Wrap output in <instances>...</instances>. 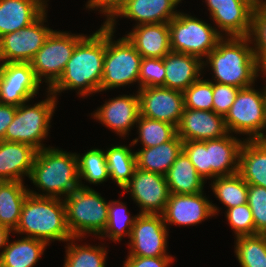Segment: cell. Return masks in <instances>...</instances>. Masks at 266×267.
Instances as JSON below:
<instances>
[{
  "instance_id": "1",
  "label": "cell",
  "mask_w": 266,
  "mask_h": 267,
  "mask_svg": "<svg viewBox=\"0 0 266 267\" xmlns=\"http://www.w3.org/2000/svg\"><path fill=\"white\" fill-rule=\"evenodd\" d=\"M105 51L106 25L101 24L98 30L86 35L75 46L62 76L49 91L57 99L61 92L67 90H75L82 98L100 93Z\"/></svg>"
},
{
  "instance_id": "2",
  "label": "cell",
  "mask_w": 266,
  "mask_h": 267,
  "mask_svg": "<svg viewBox=\"0 0 266 267\" xmlns=\"http://www.w3.org/2000/svg\"><path fill=\"white\" fill-rule=\"evenodd\" d=\"M207 67L212 71L210 81L240 89L254 85L260 76L249 37H223L204 59L203 68Z\"/></svg>"
},
{
  "instance_id": "3",
  "label": "cell",
  "mask_w": 266,
  "mask_h": 267,
  "mask_svg": "<svg viewBox=\"0 0 266 267\" xmlns=\"http://www.w3.org/2000/svg\"><path fill=\"white\" fill-rule=\"evenodd\" d=\"M29 179L38 190L29 194L64 199L80 187L76 152L50 145L37 151Z\"/></svg>"
},
{
  "instance_id": "4",
  "label": "cell",
  "mask_w": 266,
  "mask_h": 267,
  "mask_svg": "<svg viewBox=\"0 0 266 267\" xmlns=\"http://www.w3.org/2000/svg\"><path fill=\"white\" fill-rule=\"evenodd\" d=\"M13 234L51 242H67L72 238L66 221L63 199L28 194Z\"/></svg>"
},
{
  "instance_id": "5",
  "label": "cell",
  "mask_w": 266,
  "mask_h": 267,
  "mask_svg": "<svg viewBox=\"0 0 266 267\" xmlns=\"http://www.w3.org/2000/svg\"><path fill=\"white\" fill-rule=\"evenodd\" d=\"M244 140L228 133L218 139L183 141V151L190 158L197 173L205 181H211L216 177L238 173L239 154Z\"/></svg>"
},
{
  "instance_id": "6",
  "label": "cell",
  "mask_w": 266,
  "mask_h": 267,
  "mask_svg": "<svg viewBox=\"0 0 266 267\" xmlns=\"http://www.w3.org/2000/svg\"><path fill=\"white\" fill-rule=\"evenodd\" d=\"M46 99L33 105L28 101L17 106L13 121L7 127L4 141L25 143L37 151L46 148L43 140L50 136L51 119L57 108L58 99L49 90Z\"/></svg>"
},
{
  "instance_id": "7",
  "label": "cell",
  "mask_w": 266,
  "mask_h": 267,
  "mask_svg": "<svg viewBox=\"0 0 266 267\" xmlns=\"http://www.w3.org/2000/svg\"><path fill=\"white\" fill-rule=\"evenodd\" d=\"M66 209V221L72 237L93 235L98 238L108 222V206L105 200L93 188L79 187L63 199Z\"/></svg>"
},
{
  "instance_id": "8",
  "label": "cell",
  "mask_w": 266,
  "mask_h": 267,
  "mask_svg": "<svg viewBox=\"0 0 266 267\" xmlns=\"http://www.w3.org/2000/svg\"><path fill=\"white\" fill-rule=\"evenodd\" d=\"M114 33L106 25V51L100 92L134 86L136 82L139 89V69L143 57L125 35L115 40Z\"/></svg>"
},
{
  "instance_id": "9",
  "label": "cell",
  "mask_w": 266,
  "mask_h": 267,
  "mask_svg": "<svg viewBox=\"0 0 266 267\" xmlns=\"http://www.w3.org/2000/svg\"><path fill=\"white\" fill-rule=\"evenodd\" d=\"M254 86L239 89L224 117L228 132L246 135L245 140L266 139L265 86L259 91Z\"/></svg>"
},
{
  "instance_id": "10",
  "label": "cell",
  "mask_w": 266,
  "mask_h": 267,
  "mask_svg": "<svg viewBox=\"0 0 266 267\" xmlns=\"http://www.w3.org/2000/svg\"><path fill=\"white\" fill-rule=\"evenodd\" d=\"M168 25L171 51L189 54L201 61L206 59L223 38L213 24L180 10Z\"/></svg>"
},
{
  "instance_id": "11",
  "label": "cell",
  "mask_w": 266,
  "mask_h": 267,
  "mask_svg": "<svg viewBox=\"0 0 266 267\" xmlns=\"http://www.w3.org/2000/svg\"><path fill=\"white\" fill-rule=\"evenodd\" d=\"M86 35L53 30L46 38L42 48L30 62L37 79L48 86L45 90H49L62 76L75 46Z\"/></svg>"
},
{
  "instance_id": "12",
  "label": "cell",
  "mask_w": 266,
  "mask_h": 267,
  "mask_svg": "<svg viewBox=\"0 0 266 267\" xmlns=\"http://www.w3.org/2000/svg\"><path fill=\"white\" fill-rule=\"evenodd\" d=\"M48 9L27 27L0 38V63H30L53 29L47 22Z\"/></svg>"
},
{
  "instance_id": "13",
  "label": "cell",
  "mask_w": 266,
  "mask_h": 267,
  "mask_svg": "<svg viewBox=\"0 0 266 267\" xmlns=\"http://www.w3.org/2000/svg\"><path fill=\"white\" fill-rule=\"evenodd\" d=\"M168 228L161 214L138 213L128 240L129 252L127 256H172L167 253Z\"/></svg>"
},
{
  "instance_id": "14",
  "label": "cell",
  "mask_w": 266,
  "mask_h": 267,
  "mask_svg": "<svg viewBox=\"0 0 266 267\" xmlns=\"http://www.w3.org/2000/svg\"><path fill=\"white\" fill-rule=\"evenodd\" d=\"M140 208L139 214H162L170 195L164 175L135 168L130 181L122 189Z\"/></svg>"
},
{
  "instance_id": "15",
  "label": "cell",
  "mask_w": 266,
  "mask_h": 267,
  "mask_svg": "<svg viewBox=\"0 0 266 267\" xmlns=\"http://www.w3.org/2000/svg\"><path fill=\"white\" fill-rule=\"evenodd\" d=\"M209 16L223 37H248L255 0H205ZM216 24V25H215ZM217 26V27H216Z\"/></svg>"
},
{
  "instance_id": "16",
  "label": "cell",
  "mask_w": 266,
  "mask_h": 267,
  "mask_svg": "<svg viewBox=\"0 0 266 267\" xmlns=\"http://www.w3.org/2000/svg\"><path fill=\"white\" fill-rule=\"evenodd\" d=\"M204 195V191L197 194L170 193L167 205L161 214L165 225L196 226L218 215L220 207Z\"/></svg>"
},
{
  "instance_id": "17",
  "label": "cell",
  "mask_w": 266,
  "mask_h": 267,
  "mask_svg": "<svg viewBox=\"0 0 266 267\" xmlns=\"http://www.w3.org/2000/svg\"><path fill=\"white\" fill-rule=\"evenodd\" d=\"M42 83L30 63H0V103L19 106L39 93Z\"/></svg>"
},
{
  "instance_id": "18",
  "label": "cell",
  "mask_w": 266,
  "mask_h": 267,
  "mask_svg": "<svg viewBox=\"0 0 266 267\" xmlns=\"http://www.w3.org/2000/svg\"><path fill=\"white\" fill-rule=\"evenodd\" d=\"M137 92L141 116L178 126L184 110L182 91L158 86L140 88Z\"/></svg>"
},
{
  "instance_id": "19",
  "label": "cell",
  "mask_w": 266,
  "mask_h": 267,
  "mask_svg": "<svg viewBox=\"0 0 266 267\" xmlns=\"http://www.w3.org/2000/svg\"><path fill=\"white\" fill-rule=\"evenodd\" d=\"M93 119L97 120L105 127L114 131L121 138L129 136L132 128L137 123L140 116V101L136 91L133 94H122L117 97L109 98L93 113ZM128 135V136H127Z\"/></svg>"
},
{
  "instance_id": "20",
  "label": "cell",
  "mask_w": 266,
  "mask_h": 267,
  "mask_svg": "<svg viewBox=\"0 0 266 267\" xmlns=\"http://www.w3.org/2000/svg\"><path fill=\"white\" fill-rule=\"evenodd\" d=\"M228 133L224 116L214 111L184 108L177 126V135L182 141L218 139Z\"/></svg>"
},
{
  "instance_id": "21",
  "label": "cell",
  "mask_w": 266,
  "mask_h": 267,
  "mask_svg": "<svg viewBox=\"0 0 266 267\" xmlns=\"http://www.w3.org/2000/svg\"><path fill=\"white\" fill-rule=\"evenodd\" d=\"M183 0H129L120 12L107 24L116 31L118 18H128L137 25L169 23L178 15L177 6Z\"/></svg>"
},
{
  "instance_id": "22",
  "label": "cell",
  "mask_w": 266,
  "mask_h": 267,
  "mask_svg": "<svg viewBox=\"0 0 266 267\" xmlns=\"http://www.w3.org/2000/svg\"><path fill=\"white\" fill-rule=\"evenodd\" d=\"M163 63L165 66L164 87L169 89L184 92L205 74L203 61L189 54L170 51L163 57Z\"/></svg>"
},
{
  "instance_id": "23",
  "label": "cell",
  "mask_w": 266,
  "mask_h": 267,
  "mask_svg": "<svg viewBox=\"0 0 266 267\" xmlns=\"http://www.w3.org/2000/svg\"><path fill=\"white\" fill-rule=\"evenodd\" d=\"M37 150L25 143L0 142V181L24 182L33 166Z\"/></svg>"
},
{
  "instance_id": "24",
  "label": "cell",
  "mask_w": 266,
  "mask_h": 267,
  "mask_svg": "<svg viewBox=\"0 0 266 267\" xmlns=\"http://www.w3.org/2000/svg\"><path fill=\"white\" fill-rule=\"evenodd\" d=\"M127 33L126 38L143 58H163L171 51L168 23L141 24Z\"/></svg>"
},
{
  "instance_id": "25",
  "label": "cell",
  "mask_w": 266,
  "mask_h": 267,
  "mask_svg": "<svg viewBox=\"0 0 266 267\" xmlns=\"http://www.w3.org/2000/svg\"><path fill=\"white\" fill-rule=\"evenodd\" d=\"M47 8L42 0H0V38L29 26Z\"/></svg>"
},
{
  "instance_id": "26",
  "label": "cell",
  "mask_w": 266,
  "mask_h": 267,
  "mask_svg": "<svg viewBox=\"0 0 266 267\" xmlns=\"http://www.w3.org/2000/svg\"><path fill=\"white\" fill-rule=\"evenodd\" d=\"M238 174L247 184L266 188V139L244 140Z\"/></svg>"
},
{
  "instance_id": "27",
  "label": "cell",
  "mask_w": 266,
  "mask_h": 267,
  "mask_svg": "<svg viewBox=\"0 0 266 267\" xmlns=\"http://www.w3.org/2000/svg\"><path fill=\"white\" fill-rule=\"evenodd\" d=\"M182 151L183 141L176 135L172 140L156 147L135 151L136 167L165 176Z\"/></svg>"
},
{
  "instance_id": "28",
  "label": "cell",
  "mask_w": 266,
  "mask_h": 267,
  "mask_svg": "<svg viewBox=\"0 0 266 267\" xmlns=\"http://www.w3.org/2000/svg\"><path fill=\"white\" fill-rule=\"evenodd\" d=\"M170 193L197 194L207 183L196 171L187 154L182 151L165 175Z\"/></svg>"
},
{
  "instance_id": "29",
  "label": "cell",
  "mask_w": 266,
  "mask_h": 267,
  "mask_svg": "<svg viewBox=\"0 0 266 267\" xmlns=\"http://www.w3.org/2000/svg\"><path fill=\"white\" fill-rule=\"evenodd\" d=\"M20 237L15 241H8L0 255V267H35L49 246L39 239Z\"/></svg>"
},
{
  "instance_id": "30",
  "label": "cell",
  "mask_w": 266,
  "mask_h": 267,
  "mask_svg": "<svg viewBox=\"0 0 266 267\" xmlns=\"http://www.w3.org/2000/svg\"><path fill=\"white\" fill-rule=\"evenodd\" d=\"M20 181H0V225L14 231L19 223L22 205L29 194Z\"/></svg>"
},
{
  "instance_id": "31",
  "label": "cell",
  "mask_w": 266,
  "mask_h": 267,
  "mask_svg": "<svg viewBox=\"0 0 266 267\" xmlns=\"http://www.w3.org/2000/svg\"><path fill=\"white\" fill-rule=\"evenodd\" d=\"M126 145H111L106 149V161L110 180L121 189L130 181L136 168L135 151Z\"/></svg>"
},
{
  "instance_id": "32",
  "label": "cell",
  "mask_w": 266,
  "mask_h": 267,
  "mask_svg": "<svg viewBox=\"0 0 266 267\" xmlns=\"http://www.w3.org/2000/svg\"><path fill=\"white\" fill-rule=\"evenodd\" d=\"M81 239L83 237H72L66 242L63 267H106L109 250L106 249L105 243L98 246L80 245L76 241Z\"/></svg>"
},
{
  "instance_id": "33",
  "label": "cell",
  "mask_w": 266,
  "mask_h": 267,
  "mask_svg": "<svg viewBox=\"0 0 266 267\" xmlns=\"http://www.w3.org/2000/svg\"><path fill=\"white\" fill-rule=\"evenodd\" d=\"M76 156L81 188H91L85 185L82 180L92 185H100L110 179L103 149H87L84 154L76 153Z\"/></svg>"
},
{
  "instance_id": "34",
  "label": "cell",
  "mask_w": 266,
  "mask_h": 267,
  "mask_svg": "<svg viewBox=\"0 0 266 267\" xmlns=\"http://www.w3.org/2000/svg\"><path fill=\"white\" fill-rule=\"evenodd\" d=\"M210 185L213 194L226 210L247 203L248 184L238 173L216 177Z\"/></svg>"
},
{
  "instance_id": "35",
  "label": "cell",
  "mask_w": 266,
  "mask_h": 267,
  "mask_svg": "<svg viewBox=\"0 0 266 267\" xmlns=\"http://www.w3.org/2000/svg\"><path fill=\"white\" fill-rule=\"evenodd\" d=\"M138 137L132 140V145L141 143V148L156 147L172 140L177 135V127L167 122L139 116L135 125Z\"/></svg>"
},
{
  "instance_id": "36",
  "label": "cell",
  "mask_w": 266,
  "mask_h": 267,
  "mask_svg": "<svg viewBox=\"0 0 266 267\" xmlns=\"http://www.w3.org/2000/svg\"><path fill=\"white\" fill-rule=\"evenodd\" d=\"M127 206L120 200H112L108 206V222L104 232L98 239H107L114 243L121 242L123 237L131 235L132 227L138 216H132Z\"/></svg>"
},
{
  "instance_id": "37",
  "label": "cell",
  "mask_w": 266,
  "mask_h": 267,
  "mask_svg": "<svg viewBox=\"0 0 266 267\" xmlns=\"http://www.w3.org/2000/svg\"><path fill=\"white\" fill-rule=\"evenodd\" d=\"M234 239V253L240 267H266V234Z\"/></svg>"
},
{
  "instance_id": "38",
  "label": "cell",
  "mask_w": 266,
  "mask_h": 267,
  "mask_svg": "<svg viewBox=\"0 0 266 267\" xmlns=\"http://www.w3.org/2000/svg\"><path fill=\"white\" fill-rule=\"evenodd\" d=\"M200 77L184 92V108L213 111V82Z\"/></svg>"
},
{
  "instance_id": "39",
  "label": "cell",
  "mask_w": 266,
  "mask_h": 267,
  "mask_svg": "<svg viewBox=\"0 0 266 267\" xmlns=\"http://www.w3.org/2000/svg\"><path fill=\"white\" fill-rule=\"evenodd\" d=\"M249 39L259 65L266 60V6L256 4Z\"/></svg>"
},
{
  "instance_id": "40",
  "label": "cell",
  "mask_w": 266,
  "mask_h": 267,
  "mask_svg": "<svg viewBox=\"0 0 266 267\" xmlns=\"http://www.w3.org/2000/svg\"><path fill=\"white\" fill-rule=\"evenodd\" d=\"M224 214L235 238L255 235L254 219L248 203L229 208Z\"/></svg>"
},
{
  "instance_id": "41",
  "label": "cell",
  "mask_w": 266,
  "mask_h": 267,
  "mask_svg": "<svg viewBox=\"0 0 266 267\" xmlns=\"http://www.w3.org/2000/svg\"><path fill=\"white\" fill-rule=\"evenodd\" d=\"M247 203L253 215L255 234H266V188L248 184Z\"/></svg>"
},
{
  "instance_id": "42",
  "label": "cell",
  "mask_w": 266,
  "mask_h": 267,
  "mask_svg": "<svg viewBox=\"0 0 266 267\" xmlns=\"http://www.w3.org/2000/svg\"><path fill=\"white\" fill-rule=\"evenodd\" d=\"M165 66L163 58H142L139 69V89L146 87H164Z\"/></svg>"
},
{
  "instance_id": "43",
  "label": "cell",
  "mask_w": 266,
  "mask_h": 267,
  "mask_svg": "<svg viewBox=\"0 0 266 267\" xmlns=\"http://www.w3.org/2000/svg\"><path fill=\"white\" fill-rule=\"evenodd\" d=\"M240 88L213 82V111L226 116Z\"/></svg>"
},
{
  "instance_id": "44",
  "label": "cell",
  "mask_w": 266,
  "mask_h": 267,
  "mask_svg": "<svg viewBox=\"0 0 266 267\" xmlns=\"http://www.w3.org/2000/svg\"><path fill=\"white\" fill-rule=\"evenodd\" d=\"M129 0H87L86 9L99 11L105 16L103 25H107L126 5Z\"/></svg>"
},
{
  "instance_id": "45",
  "label": "cell",
  "mask_w": 266,
  "mask_h": 267,
  "mask_svg": "<svg viewBox=\"0 0 266 267\" xmlns=\"http://www.w3.org/2000/svg\"><path fill=\"white\" fill-rule=\"evenodd\" d=\"M172 256L138 257L127 256L122 267H169L174 263Z\"/></svg>"
},
{
  "instance_id": "46",
  "label": "cell",
  "mask_w": 266,
  "mask_h": 267,
  "mask_svg": "<svg viewBox=\"0 0 266 267\" xmlns=\"http://www.w3.org/2000/svg\"><path fill=\"white\" fill-rule=\"evenodd\" d=\"M16 109L15 105L0 103V142L4 140L7 127L13 121Z\"/></svg>"
},
{
  "instance_id": "47",
  "label": "cell",
  "mask_w": 266,
  "mask_h": 267,
  "mask_svg": "<svg viewBox=\"0 0 266 267\" xmlns=\"http://www.w3.org/2000/svg\"><path fill=\"white\" fill-rule=\"evenodd\" d=\"M10 234H13L10 228L0 225V255L10 240Z\"/></svg>"
},
{
  "instance_id": "48",
  "label": "cell",
  "mask_w": 266,
  "mask_h": 267,
  "mask_svg": "<svg viewBox=\"0 0 266 267\" xmlns=\"http://www.w3.org/2000/svg\"><path fill=\"white\" fill-rule=\"evenodd\" d=\"M260 75L262 76V78H265V86H266V60H264L261 64H260V71H259ZM263 74V75H262ZM264 76V77H263Z\"/></svg>"
},
{
  "instance_id": "49",
  "label": "cell",
  "mask_w": 266,
  "mask_h": 267,
  "mask_svg": "<svg viewBox=\"0 0 266 267\" xmlns=\"http://www.w3.org/2000/svg\"><path fill=\"white\" fill-rule=\"evenodd\" d=\"M256 4L261 5V6H266V0H255Z\"/></svg>"
},
{
  "instance_id": "50",
  "label": "cell",
  "mask_w": 266,
  "mask_h": 267,
  "mask_svg": "<svg viewBox=\"0 0 266 267\" xmlns=\"http://www.w3.org/2000/svg\"><path fill=\"white\" fill-rule=\"evenodd\" d=\"M47 6L49 5V4H47V2H49V0H42Z\"/></svg>"
},
{
  "instance_id": "51",
  "label": "cell",
  "mask_w": 266,
  "mask_h": 267,
  "mask_svg": "<svg viewBox=\"0 0 266 267\" xmlns=\"http://www.w3.org/2000/svg\"><path fill=\"white\" fill-rule=\"evenodd\" d=\"M265 103H266V86H265Z\"/></svg>"
}]
</instances>
